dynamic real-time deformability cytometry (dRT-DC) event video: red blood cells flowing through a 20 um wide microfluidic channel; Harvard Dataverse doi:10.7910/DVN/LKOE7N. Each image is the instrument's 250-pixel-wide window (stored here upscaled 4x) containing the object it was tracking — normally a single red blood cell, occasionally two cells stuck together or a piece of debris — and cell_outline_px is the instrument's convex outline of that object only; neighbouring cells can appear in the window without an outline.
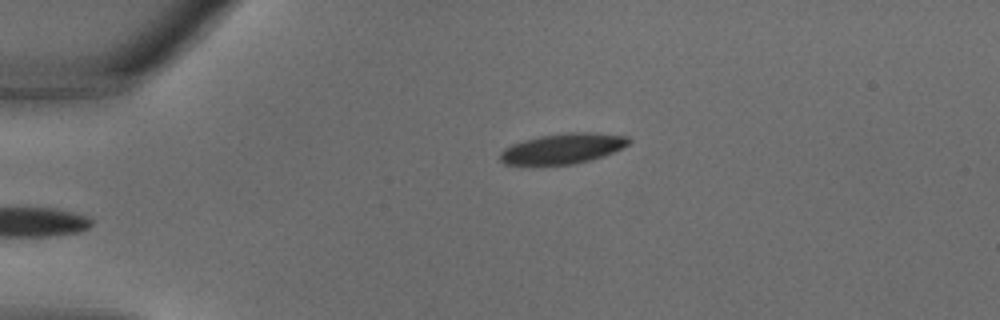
{"species": "common noctule bat (a hibernating species)", "species_latin": "Nyctalus noctula", "temperature_condition": "warm", "stored_images_in_passage": 24, "camera_frame_rate_fps": 3000, "um_per_image_px": 0.085, "animal": {"sex": "male", "body_mass_g": 18.8}, "frame": {"image": 1, "passage_image": 1, "time_ms": 0.0, "image_size_px": [1000, 320], "cell_outline_px": [[632, 140], [628, 144], [604, 156], [572, 164], [532, 168], [504, 164], [500, 160], [500, 152], [504, 148], [512, 144], [524, 140], [540, 136], [564, 132], [592, 132], [628, 136]], "centroid_in_image_um": [47.74, 12.67], "position_along_channel_um": 37.3, "area_um2": 23.52}}
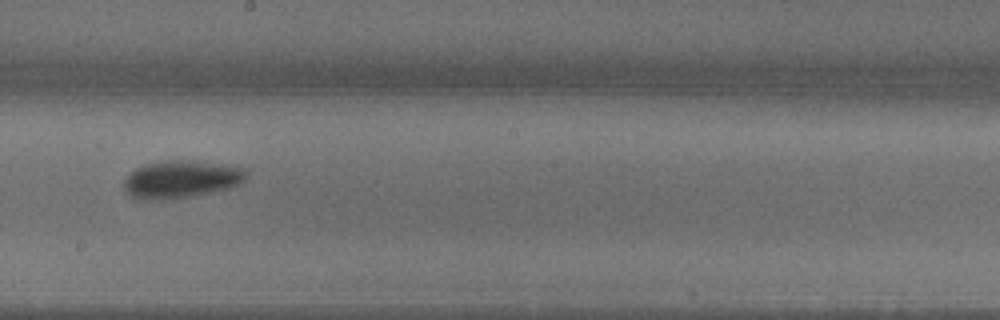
{"frame": {"image": 2, "passage_image": 13, "time_ms": 4.0, "image_size_px": [1000, 320], "cell_outline_px": [[244, 180], [228, 188], [188, 196], [160, 200], [148, 200], [132, 196], [124, 188], [124, 180], [136, 168], [144, 164], [164, 160], [176, 160], [224, 164], [240, 168], [244, 172]], "centroid_in_image_um": [15.32, 15.23], "position_along_channel_um": 232.9, "area_um2": 25.89}}
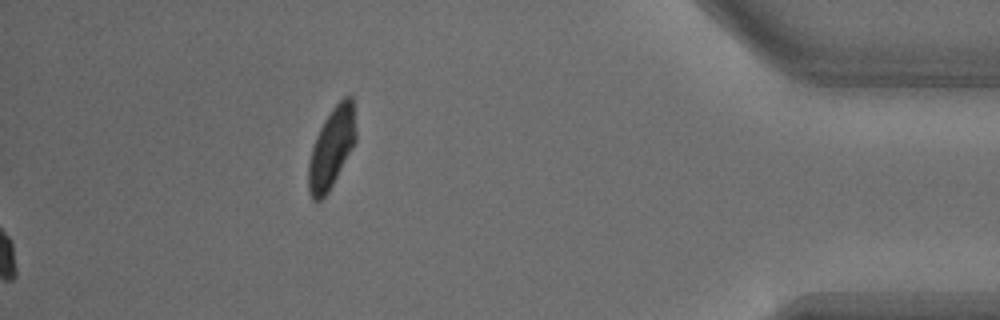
{"frame": {"image": 3, "passage_image": 24, "time_ms": 7.667, "image_size_px": [1000, 320], "cell_outline_px": [[356, 140], [352, 148], [328, 192], [320, 200], [312, 200], [308, 188], [308, 164], [312, 148], [316, 136], [324, 120], [332, 108], [344, 96], [352, 96], [356, 132]], "centroid_in_image_um": [28.18, 12.56], "position_along_channel_um": 407.0, "area_um2": 21.85}}